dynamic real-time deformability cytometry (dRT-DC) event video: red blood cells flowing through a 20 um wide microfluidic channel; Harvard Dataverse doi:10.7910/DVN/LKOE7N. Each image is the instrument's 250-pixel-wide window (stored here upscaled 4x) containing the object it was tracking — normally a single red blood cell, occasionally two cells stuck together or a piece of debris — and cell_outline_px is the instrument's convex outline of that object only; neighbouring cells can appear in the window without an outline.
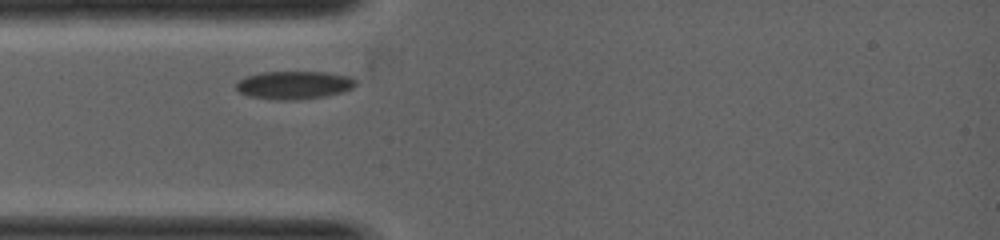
{"species": "common noctule bat (a hibernating species)", "species_latin": "Nyctalus noctula", "temperature_condition": "warm", "stored_images_in_passage": 1, "camera_frame_rate_fps": 5000, "um_per_image_px": 0.085, "animal": {"sex": "female", "body_mass_g": 19.0, "forearm_length_mm": 53.3}, "frame": {"image": 1, "passage_image": 1, "time_ms": 0.0, "image_size_px": [1000, 240], "cell_outline_px": [[356, 84], [352, 88], [328, 96], [300, 100], [272, 100], [248, 96], [240, 92], [236, 88], [236, 80], [260, 72], [324, 72], [352, 76], [356, 80]], "centroid_in_image_um": [24.99, 7.24], "position_along_channel_um": 60.0, "area_um2": 19.83}}